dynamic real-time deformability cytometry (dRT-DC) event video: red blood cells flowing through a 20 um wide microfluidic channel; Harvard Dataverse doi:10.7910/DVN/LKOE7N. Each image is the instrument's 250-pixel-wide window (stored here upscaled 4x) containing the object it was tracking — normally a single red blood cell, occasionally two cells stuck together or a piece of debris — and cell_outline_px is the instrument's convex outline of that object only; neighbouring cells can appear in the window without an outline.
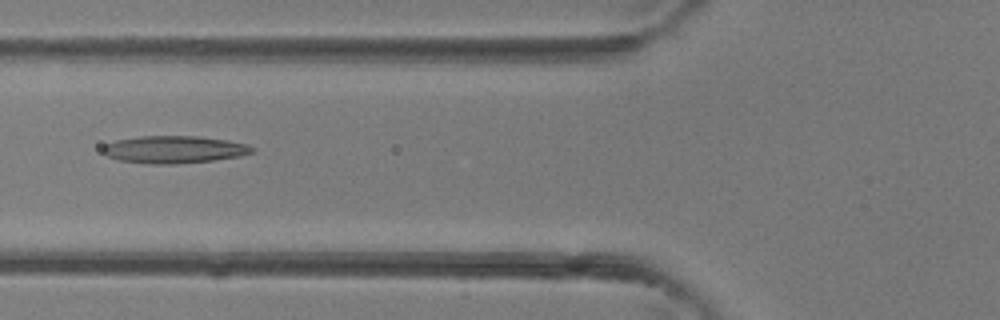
{"species": "common noctule bat (a hibernating species)", "species_latin": "Nyctalus noctula", "temperature_condition": "room temperature", "stored_images_in_passage": 5, "camera_frame_rate_fps": 3000, "um_per_image_px": 0.085, "animal": {"sex": "female"}, "frame": {"image": 1, "passage_image": 5, "time_ms": 1.333, "image_size_px": [1000, 320], "cell_outline_px": [[256, 148], [252, 152], [240, 156], [212, 160], [176, 164], [148, 164], [120, 160], [108, 156], [100, 148], [104, 144], [116, 140], [140, 136], [196, 136], [228, 140], [248, 144]], "centroid_in_image_um": [14.79, 12.7], "position_along_channel_um": 111.0, "area_um2": 23.87}}